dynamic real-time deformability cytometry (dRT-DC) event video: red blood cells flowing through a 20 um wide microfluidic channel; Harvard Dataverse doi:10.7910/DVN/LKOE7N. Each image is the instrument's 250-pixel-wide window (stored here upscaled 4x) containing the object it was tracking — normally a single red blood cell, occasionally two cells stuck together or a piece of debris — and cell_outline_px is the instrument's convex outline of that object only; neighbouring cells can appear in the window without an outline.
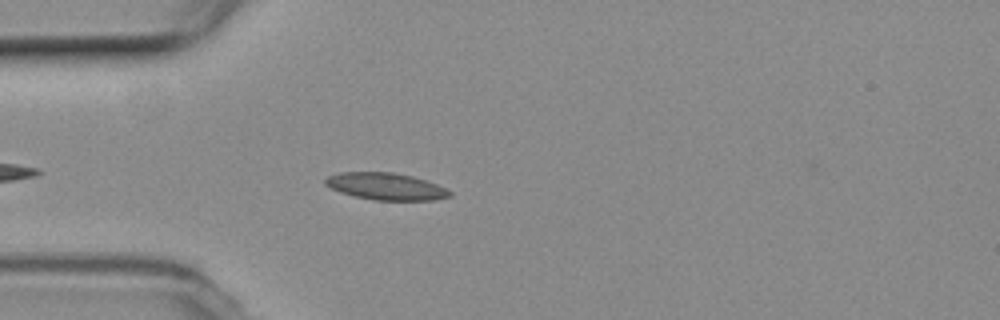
{"species": "common noctule bat (a hibernating species)", "species_latin": "Nyctalus noctula", "temperature_condition": "room temperature", "stored_images_in_passage": 43, "camera_frame_rate_fps": 3000, "um_per_image_px": 0.085, "animal": {"sex": "female", "body_mass_g": 19.3, "forearm_length_mm": 54.1}, "frame": {"image": 1, "passage_image": 6, "time_ms": 1.667, "image_size_px": [1000, 320], "cell_outline_px": [[452, 196], [432, 200], [372, 200], [340, 192], [324, 184], [324, 180], [328, 176], [340, 172], [392, 172], [412, 176], [436, 184], [452, 192]], "centroid_in_image_um": [32.78, 15.84], "position_along_channel_um": 52.2, "area_um2": 19.42}}
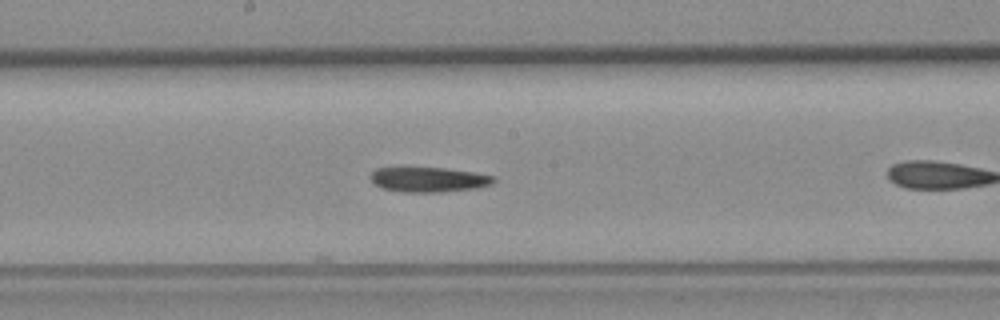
{"frame": {"image": 2, "passage_image": 16, "time_ms": 5.0, "image_size_px": [1000, 320], "cell_outline_px": [[496, 180], [492, 184], [480, 188], [440, 192], [404, 192], [380, 188], [372, 184], [368, 176], [376, 168], [444, 168], [476, 172], [496, 176]], "centroid_in_image_um": [36.44, 15.27], "position_along_channel_um": 211.8, "area_um2": 18.21}}
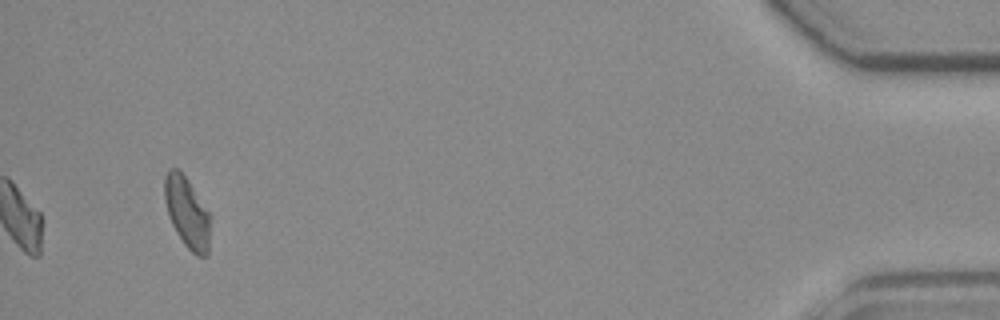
{"frame": {"image": 3, "passage_image": 43, "time_ms": 14.0, "image_size_px": [1000, 320], "cell_outline_px": [[208, 256], [196, 256], [184, 244], [176, 232], [168, 216], [164, 196], [164, 176], [172, 168], [176, 168], [188, 180], [208, 212]], "centroid_in_image_um": [15.86, 18.07], "position_along_channel_um": 419.3, "area_um2": 18.32}}